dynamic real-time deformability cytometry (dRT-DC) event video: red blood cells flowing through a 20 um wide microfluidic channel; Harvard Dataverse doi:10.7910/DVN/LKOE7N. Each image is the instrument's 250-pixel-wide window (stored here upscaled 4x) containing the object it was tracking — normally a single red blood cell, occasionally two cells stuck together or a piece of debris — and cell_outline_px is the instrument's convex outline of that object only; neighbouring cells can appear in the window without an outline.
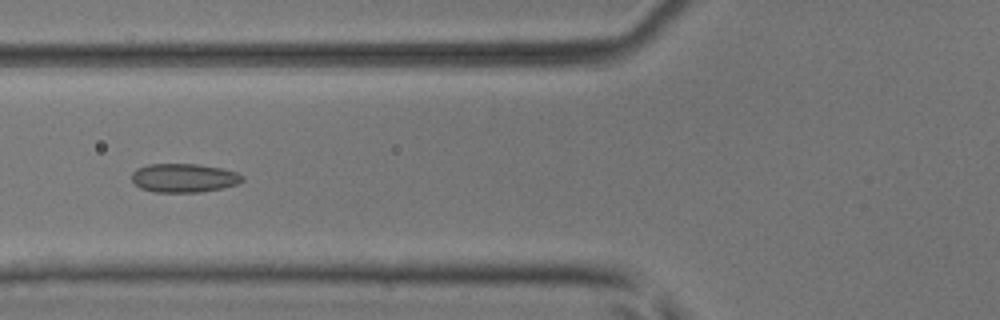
{"species": "common noctule bat (a hibernating species)", "species_latin": "Nyctalus noctula", "temperature_condition": "room temperature", "stored_images_in_passage": 50, "camera_frame_rate_fps": 3000, "um_per_image_px": 0.085, "animal": {"sex": "male", "body_mass_g": 17.9, "forearm_length_mm": 54.2}, "frame": {"image": 1, "passage_image": 20, "time_ms": 6.333, "image_size_px": [1000, 320], "cell_outline_px": [[244, 180], [236, 184], [220, 188], [200, 192], [156, 192], [140, 188], [132, 180], [132, 172], [136, 168], [148, 164], [196, 164], [220, 168], [236, 172], [244, 176]], "centroid_in_image_um": [15.61, 15.12], "position_along_channel_um": 110.2, "area_um2": 18.44}}
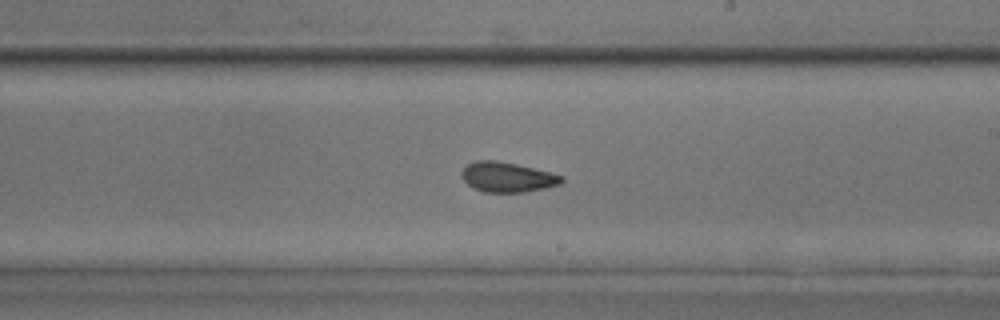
{"frame": {"image": 2, "passage_image": 30, "time_ms": 9.667, "image_size_px": [1000, 320], "cell_outline_px": [[564, 180], [560, 184], [544, 188], [524, 192], [484, 192], [472, 188], [464, 180], [460, 172], [468, 164], [476, 160], [496, 160], [516, 164], [552, 172], [564, 176]], "centroid_in_image_um": [43.13, 15.05], "position_along_channel_um": 245.9, "area_um2": 17.51}}
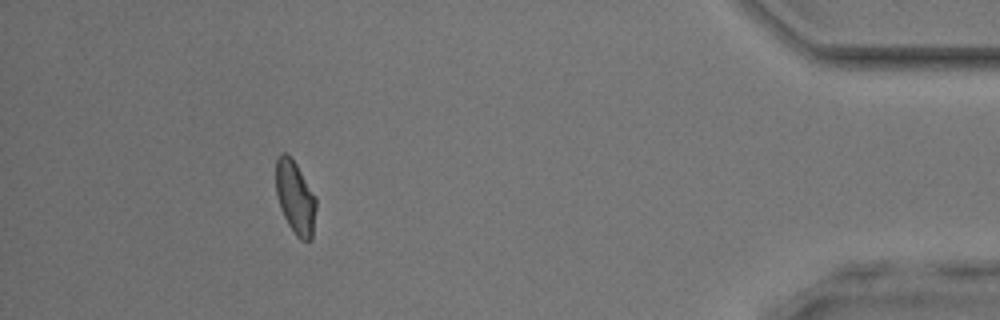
{"frame": {"image": 3, "passage_image": 46, "time_ms": 15.0, "image_size_px": [1000, 320], "cell_outline_px": [[316, 208], [312, 240], [300, 240], [296, 236], [288, 224], [280, 208], [276, 192], [276, 156], [280, 152], [288, 152], [292, 156], [316, 196]], "centroid_in_image_um": [25.09, 16.73], "position_along_channel_um": 410.1, "area_um2": 17.51}, "authors_computed_cell_mechanics": {"area_um2": 17.5712, "velocity_mm_per_s": 4.0869, "shape_relaxation_time_tau1_ms": null, "shape_relaxation_time_tau2_ms": 1.8256, "deformation_change_tau1": null, "deformation_change_tau2": 0.0606}}